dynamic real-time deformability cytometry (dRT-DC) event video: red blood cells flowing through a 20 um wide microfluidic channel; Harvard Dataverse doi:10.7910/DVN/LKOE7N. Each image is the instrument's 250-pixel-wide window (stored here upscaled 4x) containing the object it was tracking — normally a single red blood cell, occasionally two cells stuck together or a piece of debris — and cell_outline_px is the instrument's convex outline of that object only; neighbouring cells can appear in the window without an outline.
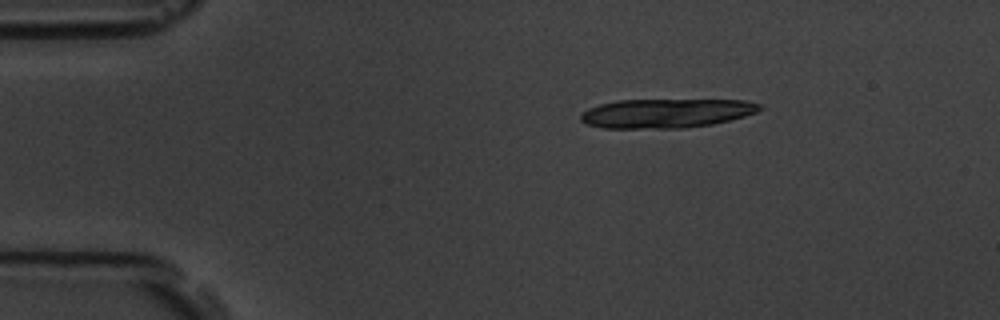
{"species": "common noctule bat (a hibernating species)", "species_latin": "Nyctalus noctula", "temperature_condition": "room temperature", "stored_images_in_passage": 4, "camera_frame_rate_fps": 3000, "um_per_image_px": 0.085, "animal": {"sex": "male", "body_mass_g": 19.5, "forearm_length_mm": 54.6}, "frame": {"image": 1, "passage_image": 1, "time_ms": 0.0, "image_size_px": [1000, 320], "cell_outline_px": [[764, 108], [756, 112], [744, 116], [712, 124], [684, 128], [600, 128], [588, 124], [580, 120], [580, 112], [588, 108], [600, 104], [616, 100], [748, 100], [764, 104]], "centroid_in_image_um": [56.63, 9.62], "position_along_channel_um": 28.4, "area_um2": 30.63}}
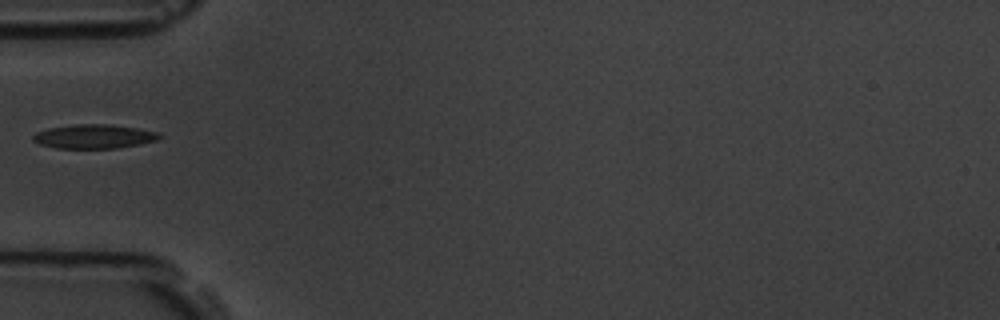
{"frame": {"image": 2, "passage_image": 4, "time_ms": 3.333, "image_size_px": [1000, 320], "cell_outline_px": [[164, 136], [156, 140], [140, 144], [116, 148], [56, 148], [40, 144], [32, 140], [32, 136], [36, 132], [48, 128], [76, 124], [108, 124], [136, 128], [156, 132]], "centroid_in_image_um": [7.97, 11.6], "position_along_channel_um": 77.0, "area_um2": 17.63}}